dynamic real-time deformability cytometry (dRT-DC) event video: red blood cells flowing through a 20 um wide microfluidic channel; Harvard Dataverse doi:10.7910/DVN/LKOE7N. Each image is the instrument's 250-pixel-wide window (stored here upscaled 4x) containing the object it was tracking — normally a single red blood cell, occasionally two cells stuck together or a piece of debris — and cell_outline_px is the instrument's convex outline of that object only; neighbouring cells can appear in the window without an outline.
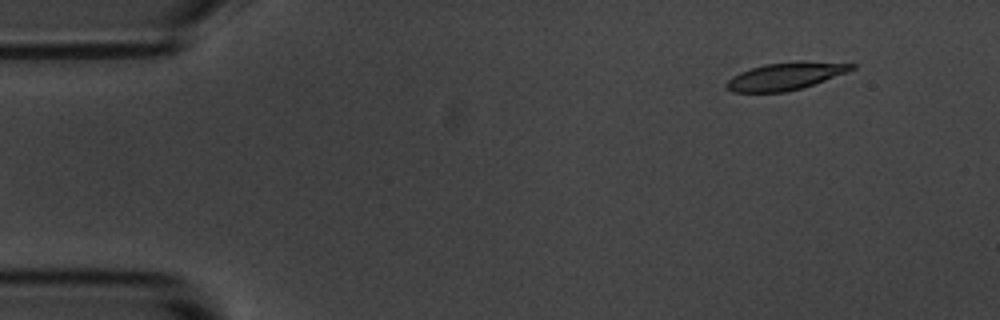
{"species": "common noctule bat (a hibernating species)", "species_latin": "Nyctalus noctula", "temperature_condition": "room temperature", "stored_images_in_passage": 4, "camera_frame_rate_fps": 3000, "um_per_image_px": 0.085, "animal": {"sex": "male", "body_mass_g": 20.1, "forearm_length_mm": 53.5}, "frame": {"image": 1, "passage_image": 1, "time_ms": 0.0, "image_size_px": [1000, 320], "cell_outline_px": [[856, 68], [848, 72], [800, 88], [784, 92], [732, 92], [724, 88], [724, 84], [732, 76], [740, 72], [764, 64], [800, 60], [856, 64]], "centroid_in_image_um": [66.74, 6.46], "position_along_channel_um": 18.3, "area_um2": 20.06}}